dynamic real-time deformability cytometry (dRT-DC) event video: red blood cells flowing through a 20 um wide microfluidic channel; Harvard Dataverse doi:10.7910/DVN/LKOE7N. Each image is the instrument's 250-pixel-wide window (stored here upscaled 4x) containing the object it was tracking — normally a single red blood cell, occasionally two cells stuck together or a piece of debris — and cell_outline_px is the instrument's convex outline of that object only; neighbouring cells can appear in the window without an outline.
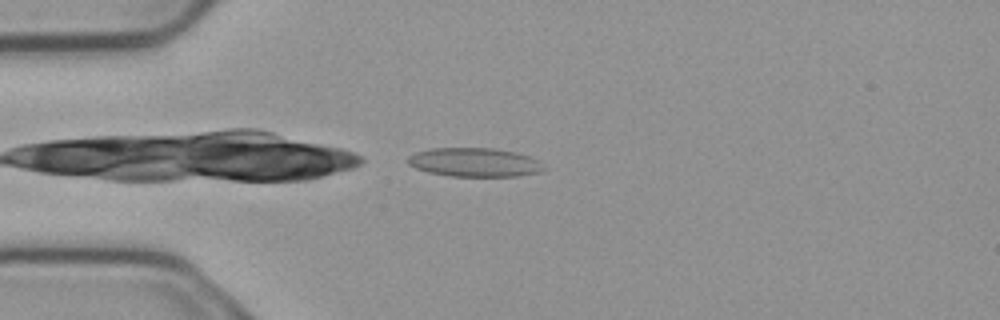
{"species": "common noctule bat (a hibernating species)", "species_latin": "Nyctalus noctula", "temperature_condition": "cold", "stored_images_in_passage": 6, "camera_frame_rate_fps": 3000, "um_per_image_px": 0.085, "animal": {"sex": "male", "body_mass_g": 23.1, "forearm_length_mm": 52.7}, "frame": {"image": 1, "passage_image": 3, "time_ms": 0.667, "image_size_px": [1000, 320], "cell_outline_px": [[548, 168], [540, 172], [516, 176], [448, 176], [428, 172], [416, 168], [408, 164], [408, 156], [416, 152], [428, 148], [492, 148], [516, 152], [540, 160]], "centroid_in_image_um": [40.36, 13.79], "position_along_channel_um": 44.6, "area_um2": 23.06}}
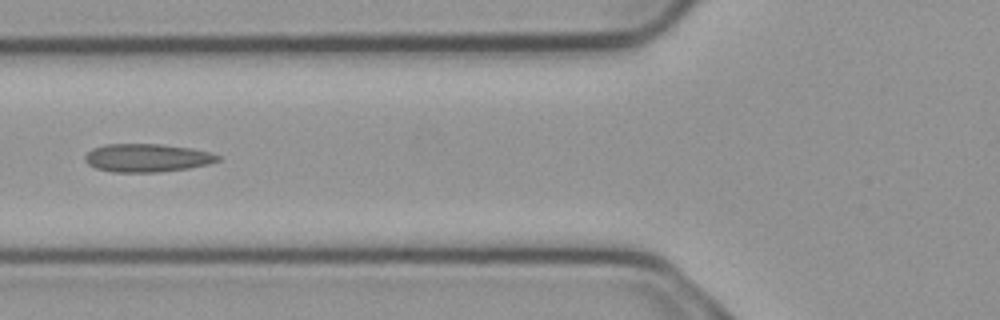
{"frame": {"image": 2, "passage_image": 5, "time_ms": 1.333, "image_size_px": [1000, 320], "cell_outline_px": [[220, 160], [208, 164], [188, 168], [160, 172], [112, 172], [96, 168], [88, 164], [84, 160], [84, 156], [92, 148], [104, 144], [160, 144], [192, 148], [208, 152], [220, 156]], "centroid_in_image_um": [12.47, 13.42], "position_along_channel_um": 113.3, "area_um2": 21.85}}
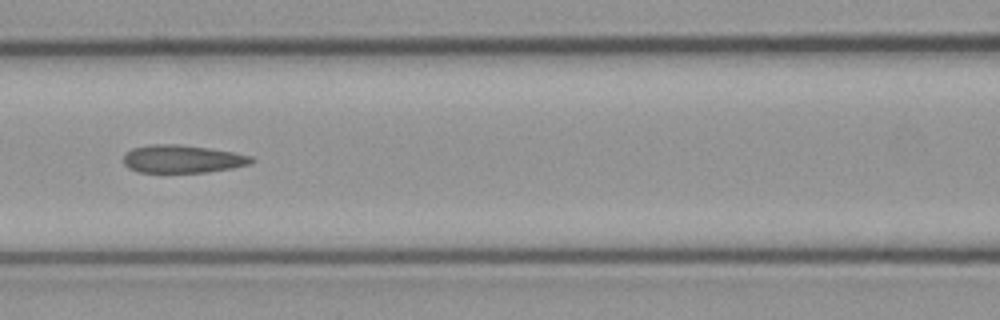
{"frame": {"image": 3, "passage_image": 6, "time_ms": 1.667, "image_size_px": [1000, 320], "cell_outline_px": [[256, 160], [252, 164], [232, 168], [208, 172], [136, 172], [128, 168], [124, 164], [124, 156], [132, 148], [148, 144], [176, 144], [208, 148], [232, 152], [252, 156]], "centroid_in_image_um": [15.52, 13.51], "position_along_channel_um": 151.1, "area_um2": 20.87}}